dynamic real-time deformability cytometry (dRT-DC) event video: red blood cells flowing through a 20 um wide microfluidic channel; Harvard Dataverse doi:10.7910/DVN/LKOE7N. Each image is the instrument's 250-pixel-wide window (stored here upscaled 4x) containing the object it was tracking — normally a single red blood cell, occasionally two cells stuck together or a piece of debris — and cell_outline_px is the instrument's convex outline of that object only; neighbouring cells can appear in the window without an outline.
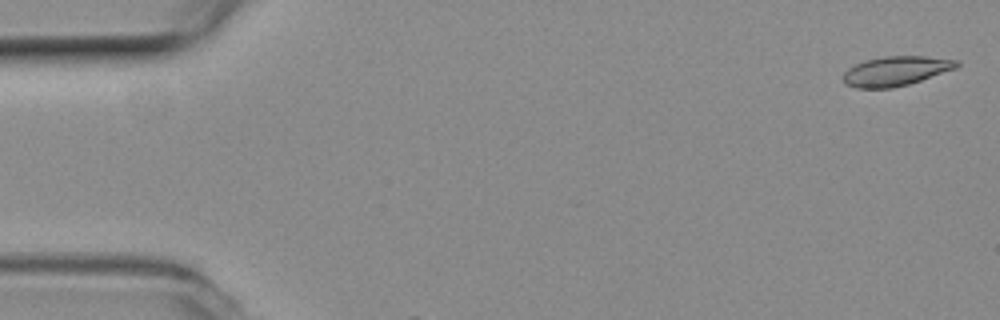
{"species": "common noctule bat (a hibernating species)", "species_latin": "Nyctalus noctula", "temperature_condition": "room temperature", "stored_images_in_passage": 4, "camera_frame_rate_fps": 3000, "um_per_image_px": 0.085, "animal": {"sex": "female", "body_mass_g": 19.3, "forearm_length_mm": 54.1}, "frame": {"image": 1, "passage_image": 1, "time_ms": 0.0, "image_size_px": [1000, 320], "cell_outline_px": [[960, 64], [956, 68], [908, 84], [892, 88], [856, 88], [844, 84], [844, 72], [848, 68], [856, 64], [868, 60], [884, 56], [924, 56], [956, 60]], "centroid_in_image_um": [76.12, 6.04], "position_along_channel_um": 8.9, "area_um2": 19.25}}